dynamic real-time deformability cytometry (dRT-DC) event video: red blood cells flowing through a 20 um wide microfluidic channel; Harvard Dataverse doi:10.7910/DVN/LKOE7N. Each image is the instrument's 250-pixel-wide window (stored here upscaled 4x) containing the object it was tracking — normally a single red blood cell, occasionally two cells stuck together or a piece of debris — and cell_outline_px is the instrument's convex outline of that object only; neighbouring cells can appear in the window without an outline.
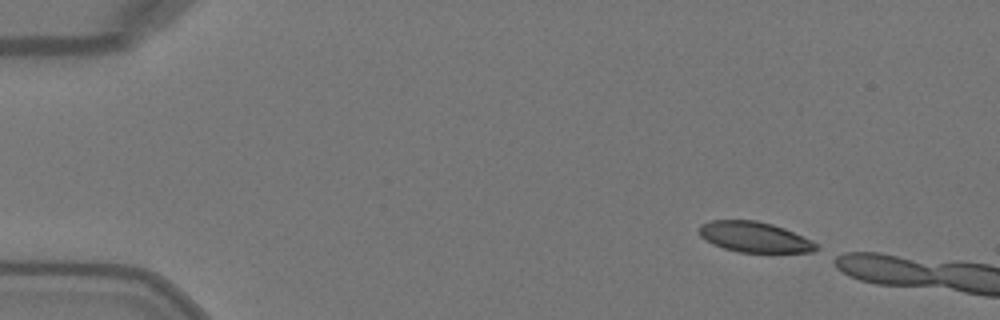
{"species": "Egyptian fruit bat (a non-hibernating species)", "species_latin": "Rousettus aegyptiacus", "temperature_condition": "warm", "stored_images_in_passage": 4, "camera_frame_rate_fps": 3000, "um_per_image_px": 0.085, "animal": {"sex": "female"}, "frame": {"image": 1, "passage_image": 1, "time_ms": 0.0, "image_size_px": [1000, 320], "cell_outline_px": [[816, 248], [812, 252], [740, 252], [724, 248], [712, 244], [700, 236], [700, 224], [712, 220], [756, 220], [772, 224], [784, 228], [812, 240], [816, 244]], "centroid_in_image_um": [64.1, 20.14], "position_along_channel_um": 20.9, "area_um2": 20.58}}